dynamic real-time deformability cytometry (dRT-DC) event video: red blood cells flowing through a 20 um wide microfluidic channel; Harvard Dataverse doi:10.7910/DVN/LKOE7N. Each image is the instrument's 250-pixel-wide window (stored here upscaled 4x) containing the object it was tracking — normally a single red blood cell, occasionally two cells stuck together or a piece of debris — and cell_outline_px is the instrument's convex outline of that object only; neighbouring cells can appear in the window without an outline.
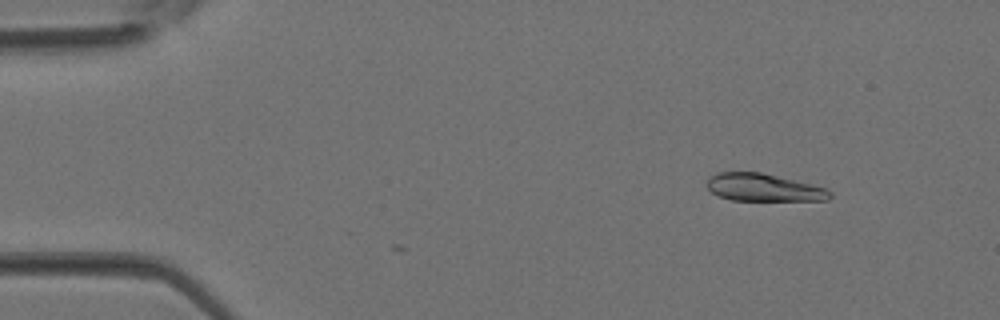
{"species": "Egyptian fruit bat (a non-hibernating species)", "species_latin": "Rousettus aegyptiacus", "temperature_condition": "room temperature", "stored_images_in_passage": 4, "camera_frame_rate_fps": 3000, "um_per_image_px": 0.085, "animal": {"sex": "female"}, "frame": {"image": 1, "passage_image": 2, "time_ms": 0.333, "image_size_px": [1000, 320], "cell_outline_px": [[832, 196], [828, 200], [732, 200], [716, 196], [708, 188], [708, 176], [716, 172], [760, 172], [828, 188], [832, 192]], "centroid_in_image_um": [64.9, 15.94], "position_along_channel_um": 20.1, "area_um2": 19.77}}
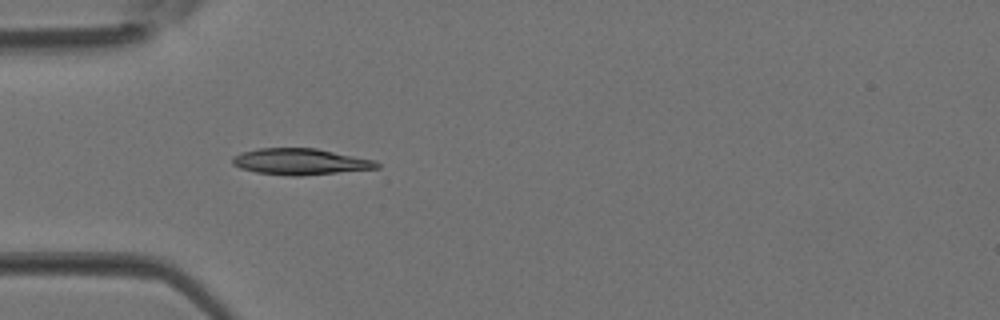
{"frame": {"image": 2, "passage_image": 4, "time_ms": 1.0, "image_size_px": [1000, 320], "cell_outline_px": [[380, 168], [300, 176], [292, 176], [256, 172], [240, 168], [232, 164], [232, 156], [244, 152], [260, 148], [316, 148], [376, 160], [380, 164]], "centroid_in_image_um": [25.55, 13.74], "position_along_channel_um": 59.4, "area_um2": 22.08}}